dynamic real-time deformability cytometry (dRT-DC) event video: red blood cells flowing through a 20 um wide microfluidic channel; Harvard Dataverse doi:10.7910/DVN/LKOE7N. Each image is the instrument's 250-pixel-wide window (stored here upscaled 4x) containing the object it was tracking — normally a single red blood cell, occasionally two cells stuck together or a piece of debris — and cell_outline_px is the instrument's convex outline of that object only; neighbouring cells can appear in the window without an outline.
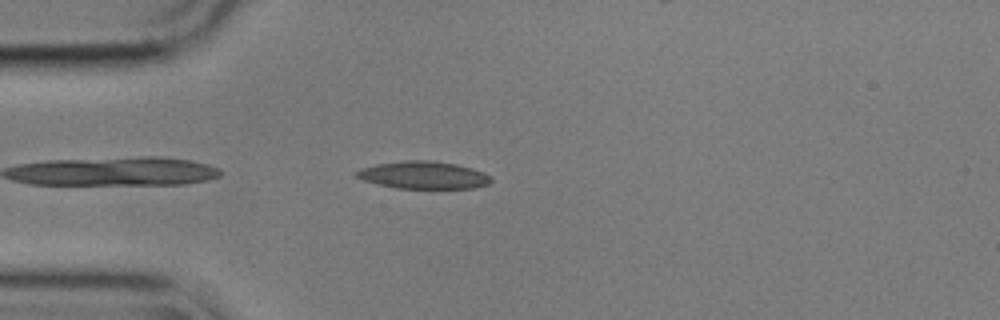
{"species": "common noctule bat (a hibernating species)", "species_latin": "Nyctalus noctula", "temperature_condition": "cold", "stored_images_in_passage": 28, "camera_frame_rate_fps": 3000, "um_per_image_px": 0.085, "animal": {"sex": "male", "body_mass_g": 17.9}, "frame": {"image": 1, "passage_image": 3, "time_ms": 0.667, "image_size_px": [1000, 320], "cell_outline_px": [[492, 180], [488, 184], [476, 188], [396, 188], [376, 184], [364, 180], [356, 176], [352, 172], [360, 168], [376, 164], [404, 160], [432, 160], [456, 164], [472, 168], [484, 172]], "centroid_in_image_um": [35.96, 14.87], "position_along_channel_um": 49.0, "area_um2": 21.68}}